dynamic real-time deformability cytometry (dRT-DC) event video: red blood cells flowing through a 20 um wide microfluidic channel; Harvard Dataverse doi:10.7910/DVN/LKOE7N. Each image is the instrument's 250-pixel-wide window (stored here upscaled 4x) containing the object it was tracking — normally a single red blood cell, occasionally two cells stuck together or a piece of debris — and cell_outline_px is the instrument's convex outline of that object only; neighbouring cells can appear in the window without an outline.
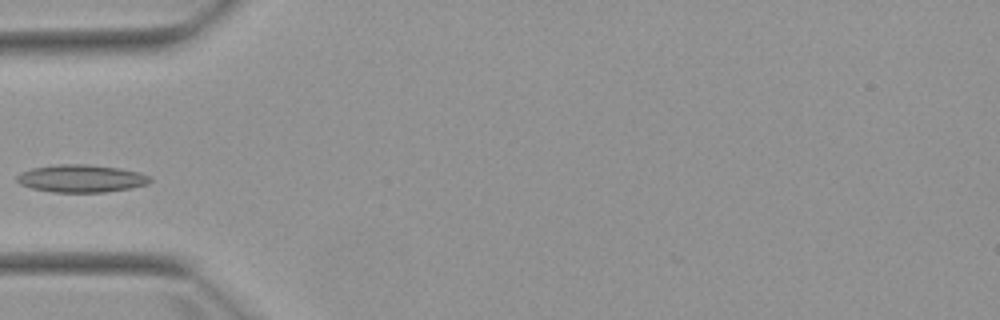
{"species": "Egyptian fruit bat (a non-hibernating species)", "species_latin": "Rousettus aegyptiacus", "temperature_condition": "warm", "stored_images_in_passage": 3, "camera_frame_rate_fps": 3000, "um_per_image_px": 0.085, "animal": {"sex": "female"}, "frame": {"image": 1, "passage_image": 2, "time_ms": 2.333, "image_size_px": [1000, 320], "cell_outline_px": [[152, 180], [148, 184], [132, 188], [104, 192], [52, 192], [32, 188], [20, 184], [16, 180], [16, 176], [20, 172], [32, 168], [56, 164], [88, 164], [120, 168], [140, 172], [152, 176]], "centroid_in_image_um": [6.93, 15.16], "position_along_channel_um": 78.1, "area_um2": 21.68}}
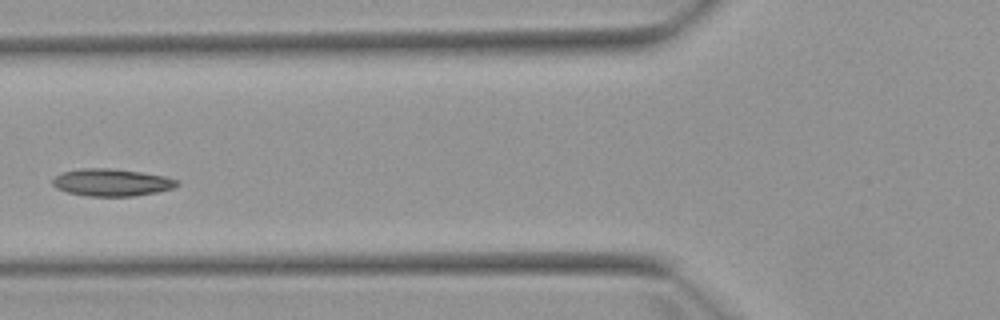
{"frame": {"image": 2, "passage_image": 3, "time_ms": 3.333, "image_size_px": [1000, 320], "cell_outline_px": [[180, 184], [172, 188], [156, 192], [136, 196], [88, 196], [68, 192], [56, 188], [52, 184], [52, 180], [56, 176], [64, 172], [80, 168], [112, 168], [140, 172], [164, 176], [180, 180]], "centroid_in_image_um": [9.51, 15.5], "position_along_channel_um": 116.3, "area_um2": 19.77}}